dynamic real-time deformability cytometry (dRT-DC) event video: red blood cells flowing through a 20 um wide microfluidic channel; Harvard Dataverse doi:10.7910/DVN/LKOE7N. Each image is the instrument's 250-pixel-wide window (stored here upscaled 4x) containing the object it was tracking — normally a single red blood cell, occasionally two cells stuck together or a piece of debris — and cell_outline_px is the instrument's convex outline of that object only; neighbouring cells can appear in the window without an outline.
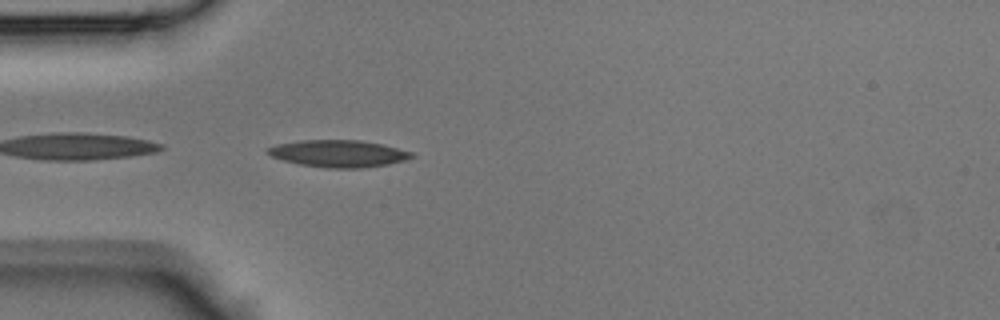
{"species": "Egyptian fruit bat (a non-hibernating species)", "species_latin": "Rousettus aegyptiacus", "temperature_condition": "room temperature", "stored_images_in_passage": 32, "camera_frame_rate_fps": 3000, "um_per_image_px": 0.085, "animal": {"sex": "male"}, "frame": {"image": 1, "passage_image": 1, "time_ms": 0.0, "image_size_px": [1000, 320], "cell_outline_px": [[416, 156], [408, 160], [388, 164], [364, 168], [324, 168], [300, 164], [284, 160], [272, 156], [268, 152], [268, 148], [276, 144], [300, 140], [360, 140], [380, 144], [412, 152]], "centroid_in_image_um": [28.81, 13.06], "position_along_channel_um": 56.2, "area_um2": 22.6}}
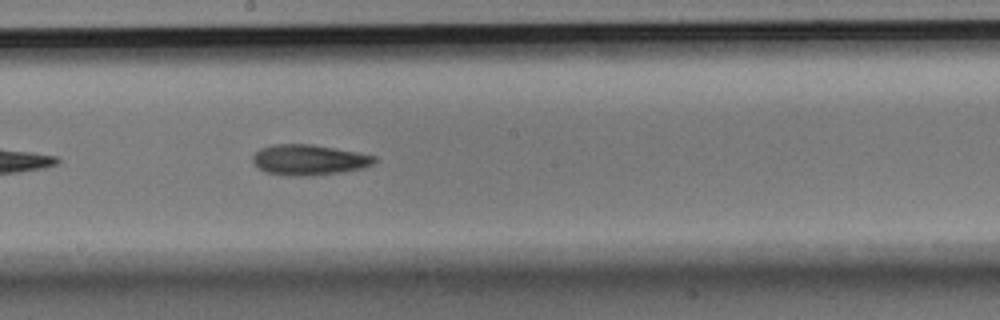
{"frame": {"image": 2, "passage_image": 12, "time_ms": 3.667, "image_size_px": [1000, 320], "cell_outline_px": [[376, 160], [372, 164], [364, 168], [340, 172], [312, 176], [292, 176], [264, 172], [252, 160], [252, 156], [260, 148], [272, 144], [312, 144], [356, 152], [376, 156]], "centroid_in_image_um": [26.25, 13.59], "position_along_channel_um": 222.0, "area_um2": 21.62}}
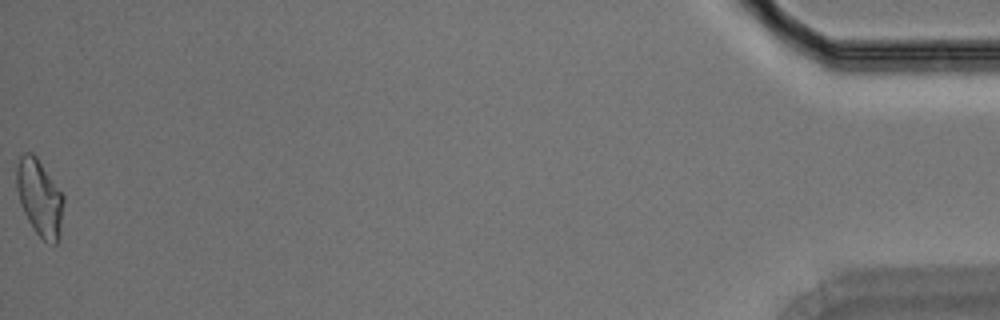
{"frame": {"image": 3, "passage_image": 32, "time_ms": 10.333, "image_size_px": [1000, 320], "cell_outline_px": [[64, 200], [60, 236], [56, 244], [52, 244], [44, 240], [36, 232], [28, 220], [20, 204], [16, 188], [16, 164], [20, 156], [24, 152], [32, 152], [36, 156], [64, 196]], "centroid_in_image_um": [3.36, 16.79], "position_along_channel_um": 431.8, "area_um2": 20.98}}